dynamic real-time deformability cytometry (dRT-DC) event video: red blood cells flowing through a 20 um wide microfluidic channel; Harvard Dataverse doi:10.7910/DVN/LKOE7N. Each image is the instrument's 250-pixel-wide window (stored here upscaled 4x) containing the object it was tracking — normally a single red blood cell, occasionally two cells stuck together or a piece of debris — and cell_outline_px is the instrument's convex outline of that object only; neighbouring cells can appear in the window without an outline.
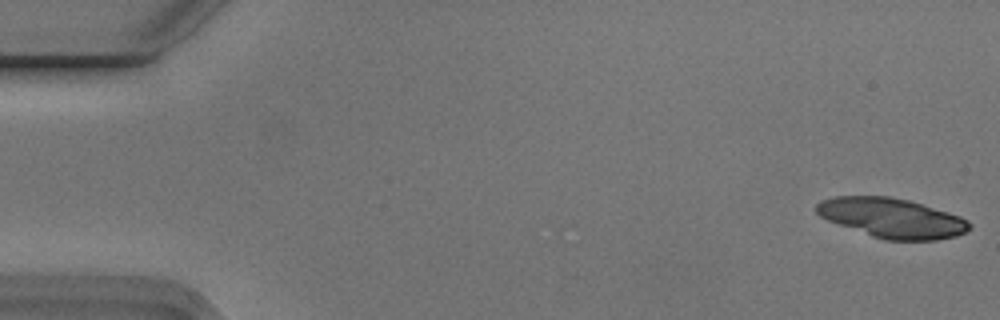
{"species": "Egyptian fruit bat (a non-hibernating species)", "species_latin": "Rousettus aegyptiacus", "temperature_condition": "cold", "stored_images_in_passage": 20, "camera_frame_rate_fps": 3000, "um_per_image_px": 0.085, "animal": {"sex": "male"}, "frame": {"image": 1, "passage_image": 1, "time_ms": 0.0, "image_size_px": [1000, 320], "cell_outline_px": [[972, 228], [956, 236], [936, 240], [884, 240], [872, 236], [828, 220], [820, 216], [816, 212], [816, 204], [820, 200], [836, 196], [888, 196], [908, 200], [948, 212], [960, 216], [968, 220], [972, 224]], "centroid_in_image_um": [75.82, 18.53], "position_along_channel_um": 9.2, "area_um2": 35.2}}